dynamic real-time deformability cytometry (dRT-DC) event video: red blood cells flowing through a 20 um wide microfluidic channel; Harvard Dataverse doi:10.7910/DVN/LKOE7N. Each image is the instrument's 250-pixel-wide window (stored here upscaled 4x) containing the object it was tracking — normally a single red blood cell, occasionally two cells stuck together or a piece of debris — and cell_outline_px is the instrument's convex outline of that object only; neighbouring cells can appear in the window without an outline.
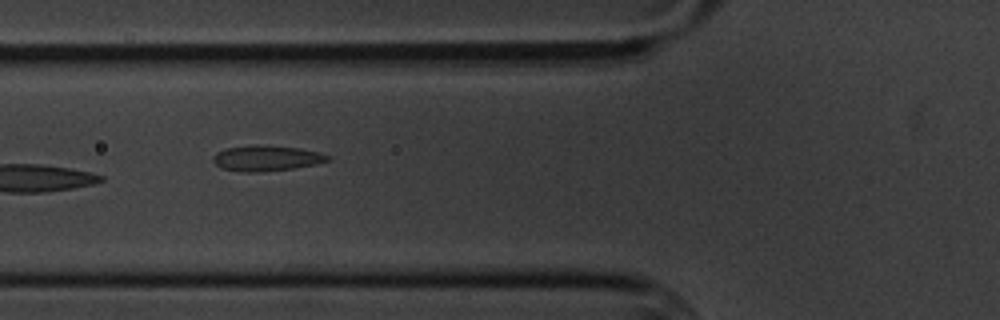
{"species": "common noctule bat (a hibernating species)", "species_latin": "Nyctalus noctula", "temperature_condition": "cold", "stored_images_in_passage": 13, "camera_frame_rate_fps": 3000, "um_per_image_px": 0.085, "animal": {"sex": "male", "body_mass_g": 20.1, "forearm_length_mm": 53.5}, "frame": {"image": 1, "passage_image": 3, "time_ms": 2.333, "image_size_px": [1000, 320], "cell_outline_px": [[328, 160], [316, 164], [292, 168], [260, 172], [240, 172], [220, 168], [212, 160], [212, 156], [216, 152], [224, 148], [252, 144], [260, 144], [300, 148], [320, 152], [328, 156]], "centroid_in_image_um": [22.57, 13.43], "position_along_channel_um": 103.2, "area_um2": 17.28}}
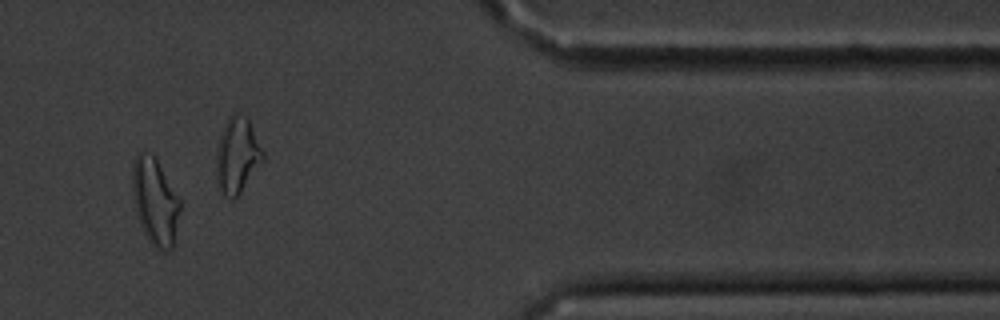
{"frame": {"image": 2, "passage_image": 10, "time_ms": 11.333, "image_size_px": [1000, 320], "cell_outline_px": [[180, 212], [172, 248], [156, 248], [148, 240], [144, 232], [132, 196], [132, 164], [136, 156], [140, 152], [144, 152], [156, 156], [180, 200]], "centroid_in_image_um": [13.18, 17.06], "position_along_channel_um": 398.2, "area_um2": 23.76}, "authors_computed_cell_mechanics": {"area_um2": 18.4382, "velocity_mm_per_s": 3.4449, "shape_relaxation_time_tau1_ms": null, "shape_relaxation_time_tau2_ms": 5.3844, "deformation_change_tau1": null, "deformation_change_tau2": 0.1219}}